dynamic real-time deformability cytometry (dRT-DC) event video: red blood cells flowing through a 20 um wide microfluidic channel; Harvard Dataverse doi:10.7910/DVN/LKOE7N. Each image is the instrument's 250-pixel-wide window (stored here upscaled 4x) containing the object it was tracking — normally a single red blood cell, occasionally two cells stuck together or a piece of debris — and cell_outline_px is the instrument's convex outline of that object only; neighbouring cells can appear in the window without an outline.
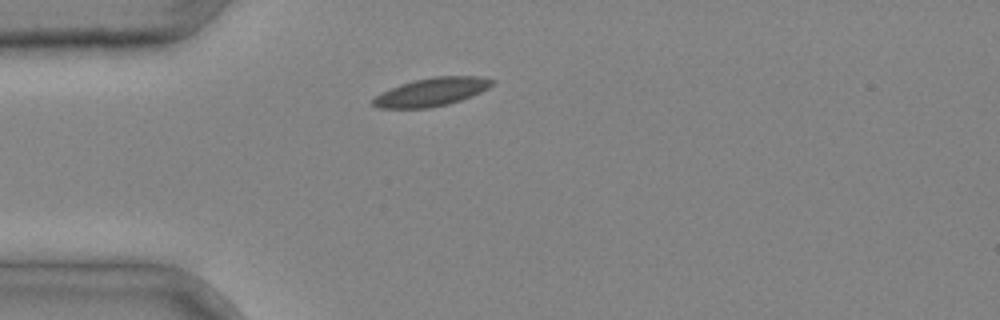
{"species": "common noctule bat (a hibernating species)", "species_latin": "Nyctalus noctula", "temperature_condition": "cold", "stored_images_in_passage": 1, "camera_frame_rate_fps": 3000, "um_per_image_px": 0.085, "animal": {"sex": "male", "body_mass_g": 20.4}, "frame": {"image": 1, "passage_image": 1, "time_ms": 0.0, "image_size_px": [1000, 320], "cell_outline_px": [[496, 80], [488, 88], [480, 92], [460, 100], [448, 104], [428, 108], [380, 108], [372, 104], [372, 100], [376, 96], [400, 84], [432, 76], [480, 76]], "centroid_in_image_um": [36.71, 7.81], "position_along_channel_um": 48.3, "area_um2": 19.36}}